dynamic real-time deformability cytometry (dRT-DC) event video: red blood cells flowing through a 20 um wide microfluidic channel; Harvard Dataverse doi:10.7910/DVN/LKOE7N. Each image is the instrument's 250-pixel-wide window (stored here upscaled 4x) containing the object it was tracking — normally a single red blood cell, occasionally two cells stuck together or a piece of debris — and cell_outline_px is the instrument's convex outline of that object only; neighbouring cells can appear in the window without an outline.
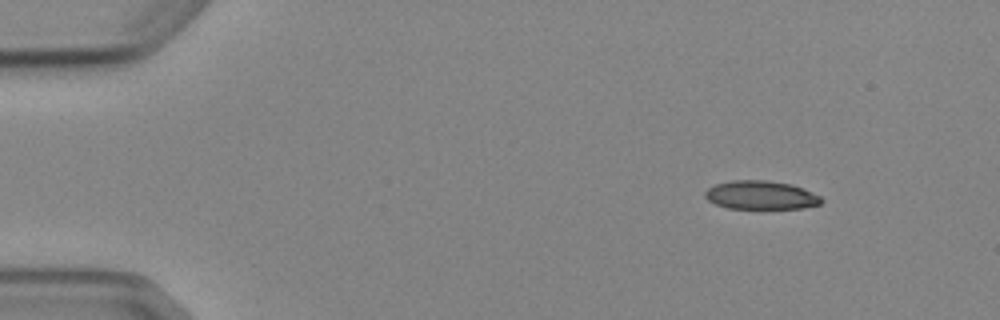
{"species": "Egyptian fruit bat (a non-hibernating species)", "species_latin": "Rousettus aegyptiacus", "temperature_condition": "cold", "stored_images_in_passage": 3, "camera_frame_rate_fps": 3000, "um_per_image_px": 0.085, "animal": {"sex": "female"}, "frame": {"image": 1, "passage_image": 1, "time_ms": 0.0, "image_size_px": [1000, 320], "cell_outline_px": [[824, 200], [820, 204], [804, 208], [728, 208], [716, 204], [708, 200], [704, 196], [704, 192], [708, 188], [716, 184], [732, 180], [768, 180], [792, 184], [820, 196]], "centroid_in_image_um": [64.67, 16.58], "position_along_channel_um": 20.3, "area_um2": 19.31}}